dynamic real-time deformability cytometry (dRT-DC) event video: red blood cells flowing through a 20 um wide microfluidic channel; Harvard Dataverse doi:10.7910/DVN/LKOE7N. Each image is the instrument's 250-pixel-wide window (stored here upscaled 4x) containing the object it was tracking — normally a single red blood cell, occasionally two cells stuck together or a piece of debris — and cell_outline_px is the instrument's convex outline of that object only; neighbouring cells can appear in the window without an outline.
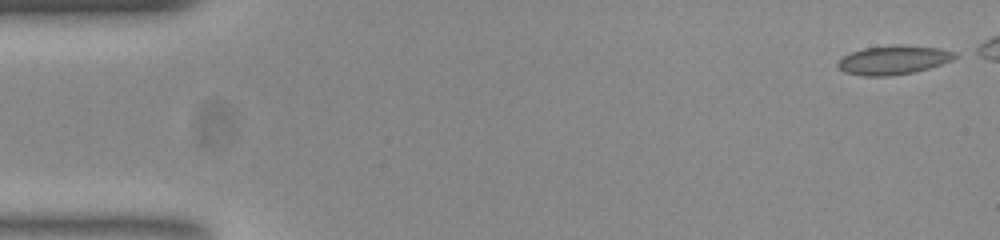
{"species": "common noctule bat (a hibernating species)", "species_latin": "Nyctalus noctula", "temperature_condition": "room temperature", "stored_images_in_passage": 14, "camera_frame_rate_fps": 3000, "um_per_image_px": 0.085, "animal": {"sex": "female", "body_mass_g": 23.0, "forearm_length_mm": 53.4}, "frame": {"image": 1, "passage_image": 1, "time_ms": 0.0, "image_size_px": [1000, 240], "cell_outline_px": [[960, 56], [952, 60], [928, 68], [912, 72], [888, 76], [864, 76], [844, 72], [836, 64], [844, 56], [852, 52], [864, 48], [892, 44], [900, 44], [940, 48], [956, 52]], "centroid_in_image_um": [75.97, 5.08], "position_along_channel_um": 9.0, "area_um2": 19.77}}